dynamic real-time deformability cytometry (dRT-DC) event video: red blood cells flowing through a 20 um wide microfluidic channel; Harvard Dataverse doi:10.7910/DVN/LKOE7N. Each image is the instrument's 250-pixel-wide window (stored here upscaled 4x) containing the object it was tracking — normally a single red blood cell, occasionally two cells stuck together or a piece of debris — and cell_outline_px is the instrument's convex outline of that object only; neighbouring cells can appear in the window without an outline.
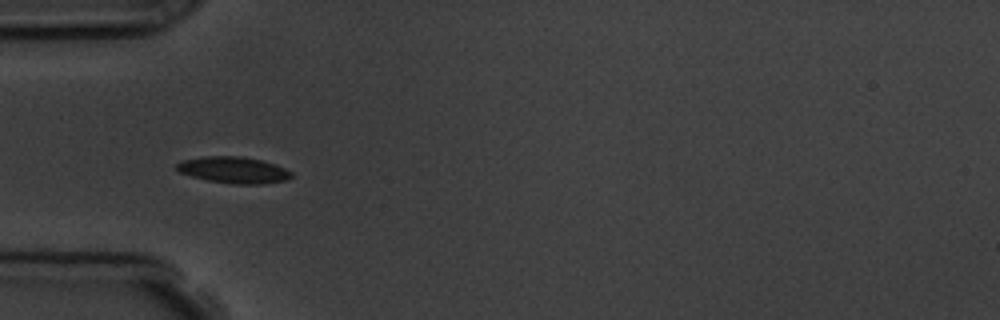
{"species": "common noctule bat (a hibernating species)", "species_latin": "Nyctalus noctula", "temperature_condition": "room temperature", "stored_images_in_passage": 6, "camera_frame_rate_fps": 3000, "um_per_image_px": 0.085, "animal": {"sex": "male", "body_mass_g": 19.5, "forearm_length_mm": 54.6}, "frame": {"image": 1, "passage_image": 4, "time_ms": 4.333, "image_size_px": [1000, 320], "cell_outline_px": [[292, 176], [288, 180], [260, 184], [232, 184], [208, 180], [192, 176], [180, 172], [176, 168], [176, 164], [184, 160], [204, 156], [240, 156], [260, 160], [284, 168], [292, 172]], "centroid_in_image_um": [19.86, 14.45], "position_along_channel_um": 65.1, "area_um2": 17.46}}